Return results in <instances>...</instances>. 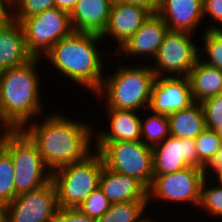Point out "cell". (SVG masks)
Listing matches in <instances>:
<instances>
[{
  "instance_id": "cell-1",
  "label": "cell",
  "mask_w": 222,
  "mask_h": 222,
  "mask_svg": "<svg viewBox=\"0 0 222 222\" xmlns=\"http://www.w3.org/2000/svg\"><path fill=\"white\" fill-rule=\"evenodd\" d=\"M48 114L41 122L31 121L21 130L36 145L51 171L83 161L95 151L91 141L94 128L88 122L71 119L57 111Z\"/></svg>"
},
{
  "instance_id": "cell-2",
  "label": "cell",
  "mask_w": 222,
  "mask_h": 222,
  "mask_svg": "<svg viewBox=\"0 0 222 222\" xmlns=\"http://www.w3.org/2000/svg\"><path fill=\"white\" fill-rule=\"evenodd\" d=\"M100 41L102 38L98 34L73 32L54 44L44 58L68 80L94 94L105 76L102 59L106 55L98 50Z\"/></svg>"
},
{
  "instance_id": "cell-3",
  "label": "cell",
  "mask_w": 222,
  "mask_h": 222,
  "mask_svg": "<svg viewBox=\"0 0 222 222\" xmlns=\"http://www.w3.org/2000/svg\"><path fill=\"white\" fill-rule=\"evenodd\" d=\"M41 60L33 57L25 64L0 72V116L13 130H21L44 111L40 100L42 78L37 71Z\"/></svg>"
},
{
  "instance_id": "cell-4",
  "label": "cell",
  "mask_w": 222,
  "mask_h": 222,
  "mask_svg": "<svg viewBox=\"0 0 222 222\" xmlns=\"http://www.w3.org/2000/svg\"><path fill=\"white\" fill-rule=\"evenodd\" d=\"M120 65L113 74L104 76L94 95L106 97L105 107L116 110L148 109L156 76L150 65ZM101 94V95H100Z\"/></svg>"
},
{
  "instance_id": "cell-5",
  "label": "cell",
  "mask_w": 222,
  "mask_h": 222,
  "mask_svg": "<svg viewBox=\"0 0 222 222\" xmlns=\"http://www.w3.org/2000/svg\"><path fill=\"white\" fill-rule=\"evenodd\" d=\"M104 167L102 156L93 151L85 160L52 171L59 208H78L99 187Z\"/></svg>"
},
{
  "instance_id": "cell-6",
  "label": "cell",
  "mask_w": 222,
  "mask_h": 222,
  "mask_svg": "<svg viewBox=\"0 0 222 222\" xmlns=\"http://www.w3.org/2000/svg\"><path fill=\"white\" fill-rule=\"evenodd\" d=\"M3 148L14 163L16 196L51 181L52 171L45 165L36 145L22 130H13L6 137Z\"/></svg>"
},
{
  "instance_id": "cell-7",
  "label": "cell",
  "mask_w": 222,
  "mask_h": 222,
  "mask_svg": "<svg viewBox=\"0 0 222 222\" xmlns=\"http://www.w3.org/2000/svg\"><path fill=\"white\" fill-rule=\"evenodd\" d=\"M94 150L109 170L136 178L147 189L153 181L152 147L139 141L95 142Z\"/></svg>"
},
{
  "instance_id": "cell-8",
  "label": "cell",
  "mask_w": 222,
  "mask_h": 222,
  "mask_svg": "<svg viewBox=\"0 0 222 222\" xmlns=\"http://www.w3.org/2000/svg\"><path fill=\"white\" fill-rule=\"evenodd\" d=\"M20 23L28 52L38 58L44 57L54 44L74 32L70 14L56 7L24 18Z\"/></svg>"
},
{
  "instance_id": "cell-9",
  "label": "cell",
  "mask_w": 222,
  "mask_h": 222,
  "mask_svg": "<svg viewBox=\"0 0 222 222\" xmlns=\"http://www.w3.org/2000/svg\"><path fill=\"white\" fill-rule=\"evenodd\" d=\"M193 33L167 30L153 60L151 69L156 77L187 76L199 59V49ZM199 47V48H198ZM166 73V74H165Z\"/></svg>"
},
{
  "instance_id": "cell-10",
  "label": "cell",
  "mask_w": 222,
  "mask_h": 222,
  "mask_svg": "<svg viewBox=\"0 0 222 222\" xmlns=\"http://www.w3.org/2000/svg\"><path fill=\"white\" fill-rule=\"evenodd\" d=\"M205 170L194 166L164 175H155L147 189L148 204L150 200H164L170 203H190L199 207L201 184L205 178Z\"/></svg>"
},
{
  "instance_id": "cell-11",
  "label": "cell",
  "mask_w": 222,
  "mask_h": 222,
  "mask_svg": "<svg viewBox=\"0 0 222 222\" xmlns=\"http://www.w3.org/2000/svg\"><path fill=\"white\" fill-rule=\"evenodd\" d=\"M58 209L56 187L51 180L5 204V222H51Z\"/></svg>"
},
{
  "instance_id": "cell-12",
  "label": "cell",
  "mask_w": 222,
  "mask_h": 222,
  "mask_svg": "<svg viewBox=\"0 0 222 222\" xmlns=\"http://www.w3.org/2000/svg\"><path fill=\"white\" fill-rule=\"evenodd\" d=\"M194 103L187 76L156 77L148 110L168 116Z\"/></svg>"
},
{
  "instance_id": "cell-13",
  "label": "cell",
  "mask_w": 222,
  "mask_h": 222,
  "mask_svg": "<svg viewBox=\"0 0 222 222\" xmlns=\"http://www.w3.org/2000/svg\"><path fill=\"white\" fill-rule=\"evenodd\" d=\"M153 175H164L184 169L187 166L198 168L196 144L193 139L168 136L152 147Z\"/></svg>"
},
{
  "instance_id": "cell-14",
  "label": "cell",
  "mask_w": 222,
  "mask_h": 222,
  "mask_svg": "<svg viewBox=\"0 0 222 222\" xmlns=\"http://www.w3.org/2000/svg\"><path fill=\"white\" fill-rule=\"evenodd\" d=\"M167 30L164 20L157 13H151L143 25L115 53L137 58L145 56L152 63Z\"/></svg>"
},
{
  "instance_id": "cell-15",
  "label": "cell",
  "mask_w": 222,
  "mask_h": 222,
  "mask_svg": "<svg viewBox=\"0 0 222 222\" xmlns=\"http://www.w3.org/2000/svg\"><path fill=\"white\" fill-rule=\"evenodd\" d=\"M150 14L148 9L137 5L113 2L107 26L100 36L103 41L106 38L116 40V49H119L143 25Z\"/></svg>"
},
{
  "instance_id": "cell-16",
  "label": "cell",
  "mask_w": 222,
  "mask_h": 222,
  "mask_svg": "<svg viewBox=\"0 0 222 222\" xmlns=\"http://www.w3.org/2000/svg\"><path fill=\"white\" fill-rule=\"evenodd\" d=\"M168 30L194 33L204 22L203 0H159L156 12ZM203 20V22H202Z\"/></svg>"
},
{
  "instance_id": "cell-17",
  "label": "cell",
  "mask_w": 222,
  "mask_h": 222,
  "mask_svg": "<svg viewBox=\"0 0 222 222\" xmlns=\"http://www.w3.org/2000/svg\"><path fill=\"white\" fill-rule=\"evenodd\" d=\"M99 188L111 204L148 201L147 188L136 178L109 170L102 169Z\"/></svg>"
},
{
  "instance_id": "cell-18",
  "label": "cell",
  "mask_w": 222,
  "mask_h": 222,
  "mask_svg": "<svg viewBox=\"0 0 222 222\" xmlns=\"http://www.w3.org/2000/svg\"><path fill=\"white\" fill-rule=\"evenodd\" d=\"M113 0H78L70 13L74 32L101 35L107 26Z\"/></svg>"
},
{
  "instance_id": "cell-19",
  "label": "cell",
  "mask_w": 222,
  "mask_h": 222,
  "mask_svg": "<svg viewBox=\"0 0 222 222\" xmlns=\"http://www.w3.org/2000/svg\"><path fill=\"white\" fill-rule=\"evenodd\" d=\"M32 58L20 22L12 19L0 27V72L25 64Z\"/></svg>"
},
{
  "instance_id": "cell-20",
  "label": "cell",
  "mask_w": 222,
  "mask_h": 222,
  "mask_svg": "<svg viewBox=\"0 0 222 222\" xmlns=\"http://www.w3.org/2000/svg\"><path fill=\"white\" fill-rule=\"evenodd\" d=\"M110 129L94 133L96 142L141 140V118L135 110L108 109ZM96 135V136H95Z\"/></svg>"
},
{
  "instance_id": "cell-21",
  "label": "cell",
  "mask_w": 222,
  "mask_h": 222,
  "mask_svg": "<svg viewBox=\"0 0 222 222\" xmlns=\"http://www.w3.org/2000/svg\"><path fill=\"white\" fill-rule=\"evenodd\" d=\"M194 102L222 94V72L199 59L187 75Z\"/></svg>"
},
{
  "instance_id": "cell-22",
  "label": "cell",
  "mask_w": 222,
  "mask_h": 222,
  "mask_svg": "<svg viewBox=\"0 0 222 222\" xmlns=\"http://www.w3.org/2000/svg\"><path fill=\"white\" fill-rule=\"evenodd\" d=\"M170 136L195 139L205 128V115L201 103L168 115Z\"/></svg>"
},
{
  "instance_id": "cell-23",
  "label": "cell",
  "mask_w": 222,
  "mask_h": 222,
  "mask_svg": "<svg viewBox=\"0 0 222 222\" xmlns=\"http://www.w3.org/2000/svg\"><path fill=\"white\" fill-rule=\"evenodd\" d=\"M147 206L148 201L111 204L109 210L96 222H150L152 218L144 215Z\"/></svg>"
},
{
  "instance_id": "cell-24",
  "label": "cell",
  "mask_w": 222,
  "mask_h": 222,
  "mask_svg": "<svg viewBox=\"0 0 222 222\" xmlns=\"http://www.w3.org/2000/svg\"><path fill=\"white\" fill-rule=\"evenodd\" d=\"M151 113L145 120L141 119V141L153 147L170 135V128L166 115Z\"/></svg>"
},
{
  "instance_id": "cell-25",
  "label": "cell",
  "mask_w": 222,
  "mask_h": 222,
  "mask_svg": "<svg viewBox=\"0 0 222 222\" xmlns=\"http://www.w3.org/2000/svg\"><path fill=\"white\" fill-rule=\"evenodd\" d=\"M202 36H204L202 38L204 45L199 50L200 59H203L204 63L214 66L222 72V29H206ZM203 54L208 57L207 60L203 57Z\"/></svg>"
},
{
  "instance_id": "cell-26",
  "label": "cell",
  "mask_w": 222,
  "mask_h": 222,
  "mask_svg": "<svg viewBox=\"0 0 222 222\" xmlns=\"http://www.w3.org/2000/svg\"><path fill=\"white\" fill-rule=\"evenodd\" d=\"M194 141L198 156V168L205 169L220 149L222 139L213 129L205 128Z\"/></svg>"
},
{
  "instance_id": "cell-27",
  "label": "cell",
  "mask_w": 222,
  "mask_h": 222,
  "mask_svg": "<svg viewBox=\"0 0 222 222\" xmlns=\"http://www.w3.org/2000/svg\"><path fill=\"white\" fill-rule=\"evenodd\" d=\"M15 169L10 154L2 148L0 150V201L7 204L16 197Z\"/></svg>"
},
{
  "instance_id": "cell-28",
  "label": "cell",
  "mask_w": 222,
  "mask_h": 222,
  "mask_svg": "<svg viewBox=\"0 0 222 222\" xmlns=\"http://www.w3.org/2000/svg\"><path fill=\"white\" fill-rule=\"evenodd\" d=\"M208 182V177L205 176L201 184L199 208L204 209L203 211L211 217H222V187L217 184L210 187L211 184Z\"/></svg>"
},
{
  "instance_id": "cell-29",
  "label": "cell",
  "mask_w": 222,
  "mask_h": 222,
  "mask_svg": "<svg viewBox=\"0 0 222 222\" xmlns=\"http://www.w3.org/2000/svg\"><path fill=\"white\" fill-rule=\"evenodd\" d=\"M52 7H55V0H12V18L21 22Z\"/></svg>"
},
{
  "instance_id": "cell-30",
  "label": "cell",
  "mask_w": 222,
  "mask_h": 222,
  "mask_svg": "<svg viewBox=\"0 0 222 222\" xmlns=\"http://www.w3.org/2000/svg\"><path fill=\"white\" fill-rule=\"evenodd\" d=\"M111 203L98 187L77 208L88 217L97 220L110 208Z\"/></svg>"
},
{
  "instance_id": "cell-31",
  "label": "cell",
  "mask_w": 222,
  "mask_h": 222,
  "mask_svg": "<svg viewBox=\"0 0 222 222\" xmlns=\"http://www.w3.org/2000/svg\"><path fill=\"white\" fill-rule=\"evenodd\" d=\"M200 103L205 115L206 128L214 130L222 122V94L206 98Z\"/></svg>"
},
{
  "instance_id": "cell-32",
  "label": "cell",
  "mask_w": 222,
  "mask_h": 222,
  "mask_svg": "<svg viewBox=\"0 0 222 222\" xmlns=\"http://www.w3.org/2000/svg\"><path fill=\"white\" fill-rule=\"evenodd\" d=\"M203 16H210L215 21L206 29H222V0H203Z\"/></svg>"
},
{
  "instance_id": "cell-33",
  "label": "cell",
  "mask_w": 222,
  "mask_h": 222,
  "mask_svg": "<svg viewBox=\"0 0 222 222\" xmlns=\"http://www.w3.org/2000/svg\"><path fill=\"white\" fill-rule=\"evenodd\" d=\"M51 222H96L77 208H59Z\"/></svg>"
},
{
  "instance_id": "cell-34",
  "label": "cell",
  "mask_w": 222,
  "mask_h": 222,
  "mask_svg": "<svg viewBox=\"0 0 222 222\" xmlns=\"http://www.w3.org/2000/svg\"><path fill=\"white\" fill-rule=\"evenodd\" d=\"M12 19V0H0V27Z\"/></svg>"
},
{
  "instance_id": "cell-35",
  "label": "cell",
  "mask_w": 222,
  "mask_h": 222,
  "mask_svg": "<svg viewBox=\"0 0 222 222\" xmlns=\"http://www.w3.org/2000/svg\"><path fill=\"white\" fill-rule=\"evenodd\" d=\"M113 2H123L137 5L148 9L151 13H156L159 6V0H113Z\"/></svg>"
},
{
  "instance_id": "cell-36",
  "label": "cell",
  "mask_w": 222,
  "mask_h": 222,
  "mask_svg": "<svg viewBox=\"0 0 222 222\" xmlns=\"http://www.w3.org/2000/svg\"><path fill=\"white\" fill-rule=\"evenodd\" d=\"M210 169V171H209ZM222 169V143L220 149L215 153L212 161L205 167V176L209 178L208 173H214L216 170ZM214 170V171H213Z\"/></svg>"
},
{
  "instance_id": "cell-37",
  "label": "cell",
  "mask_w": 222,
  "mask_h": 222,
  "mask_svg": "<svg viewBox=\"0 0 222 222\" xmlns=\"http://www.w3.org/2000/svg\"><path fill=\"white\" fill-rule=\"evenodd\" d=\"M12 131H13V128H11V126L0 116V150L4 147V142H5L6 137Z\"/></svg>"
},
{
  "instance_id": "cell-38",
  "label": "cell",
  "mask_w": 222,
  "mask_h": 222,
  "mask_svg": "<svg viewBox=\"0 0 222 222\" xmlns=\"http://www.w3.org/2000/svg\"><path fill=\"white\" fill-rule=\"evenodd\" d=\"M77 2L78 0H55V7L70 14Z\"/></svg>"
},
{
  "instance_id": "cell-39",
  "label": "cell",
  "mask_w": 222,
  "mask_h": 222,
  "mask_svg": "<svg viewBox=\"0 0 222 222\" xmlns=\"http://www.w3.org/2000/svg\"><path fill=\"white\" fill-rule=\"evenodd\" d=\"M214 174H215L216 177H211L210 180H212V179L215 180L216 179L217 181H215L214 183L217 184L218 186L222 187V169L216 170L214 172Z\"/></svg>"
},
{
  "instance_id": "cell-40",
  "label": "cell",
  "mask_w": 222,
  "mask_h": 222,
  "mask_svg": "<svg viewBox=\"0 0 222 222\" xmlns=\"http://www.w3.org/2000/svg\"><path fill=\"white\" fill-rule=\"evenodd\" d=\"M0 222H5V204L0 201Z\"/></svg>"
},
{
  "instance_id": "cell-41",
  "label": "cell",
  "mask_w": 222,
  "mask_h": 222,
  "mask_svg": "<svg viewBox=\"0 0 222 222\" xmlns=\"http://www.w3.org/2000/svg\"><path fill=\"white\" fill-rule=\"evenodd\" d=\"M214 131L220 136V138L222 139V122H220V125L217 126Z\"/></svg>"
}]
</instances>
